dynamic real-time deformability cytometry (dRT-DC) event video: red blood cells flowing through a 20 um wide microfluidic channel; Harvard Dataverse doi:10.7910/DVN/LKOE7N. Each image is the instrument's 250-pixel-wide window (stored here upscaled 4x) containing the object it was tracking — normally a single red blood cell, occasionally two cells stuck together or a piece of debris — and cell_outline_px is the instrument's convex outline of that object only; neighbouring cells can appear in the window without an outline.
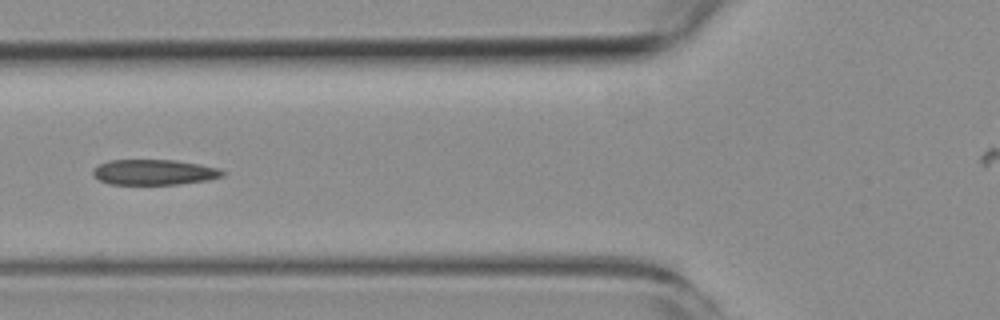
{"species": "common noctule bat (a hibernating species)", "species_latin": "Nyctalus noctula", "temperature_condition": "room temperature", "stored_images_in_passage": 6, "camera_frame_rate_fps": 3000, "um_per_image_px": 0.085, "animal": {"sex": "female", "body_mass_g": 19.3, "forearm_length_mm": 54.1}, "frame": {"image": 1, "passage_image": 5, "time_ms": 4.667, "image_size_px": [1000, 320], "cell_outline_px": [[224, 176], [208, 180], [180, 184], [108, 184], [100, 180], [92, 172], [100, 164], [108, 160], [176, 160], [200, 164], [220, 168], [224, 172]], "centroid_in_image_um": [13.15, 14.63], "position_along_channel_um": 112.6, "area_um2": 19.13}}
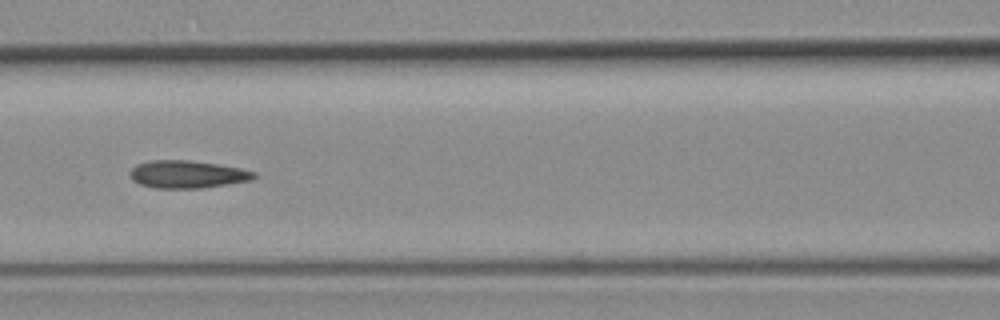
{"frame": {"image": 2, "passage_image": 6, "time_ms": 5.667, "image_size_px": [1000, 320], "cell_outline_px": [[256, 176], [252, 180], [228, 184], [200, 188], [152, 188], [140, 184], [132, 180], [128, 172], [136, 164], [152, 160], [188, 160], [216, 164], [240, 168], [256, 172]], "centroid_in_image_um": [15.89, 14.82], "position_along_channel_um": 150.7, "area_um2": 20.0}}